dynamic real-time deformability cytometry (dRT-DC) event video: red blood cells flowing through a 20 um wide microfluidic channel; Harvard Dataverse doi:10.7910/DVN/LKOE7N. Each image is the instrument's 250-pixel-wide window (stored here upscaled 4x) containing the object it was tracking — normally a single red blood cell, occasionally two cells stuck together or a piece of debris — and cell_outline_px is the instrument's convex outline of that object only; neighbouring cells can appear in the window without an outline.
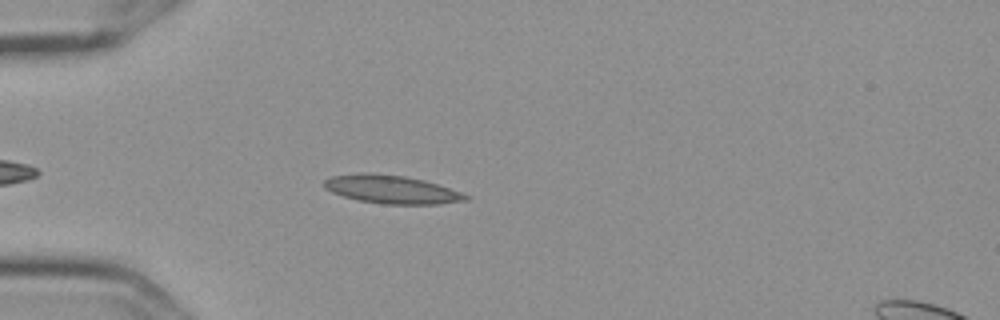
{"species": "Egyptian fruit bat (a non-hibernating species)", "species_latin": "Rousettus aegyptiacus", "temperature_condition": "cold", "stored_images_in_passage": 47, "camera_frame_rate_fps": 3000, "um_per_image_px": 0.085, "frame": {"image": 1, "passage_image": 7, "time_ms": 2.0, "image_size_px": [1000, 320], "cell_outline_px": [[472, 196], [468, 200], [436, 204], [384, 204], [360, 200], [344, 196], [332, 192], [324, 188], [324, 180], [332, 176], [360, 172], [372, 172], [404, 176], [424, 180]], "centroid_in_image_um": [33.27, 16.09], "position_along_channel_um": 51.7, "area_um2": 23.24}}
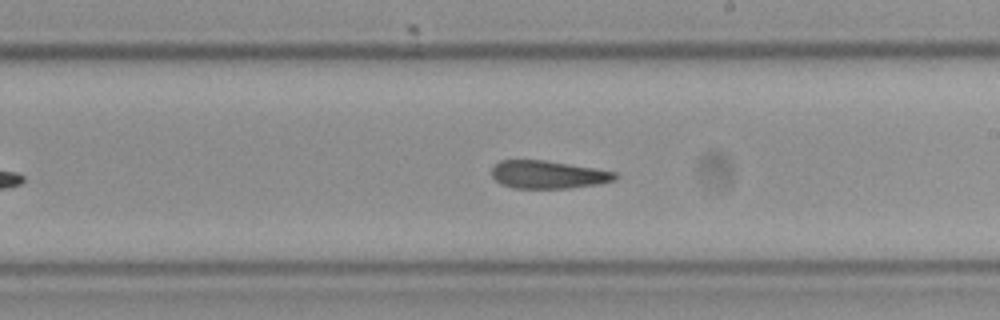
{"frame": {"image": 2, "passage_image": 24, "time_ms": 7.667, "image_size_px": [1000, 320], "cell_outline_px": [[616, 180], [596, 184], [568, 188], [512, 188], [496, 180], [492, 176], [492, 168], [500, 160], [544, 160], [596, 168], [616, 172]], "centroid_in_image_um": [46.59, 14.83], "position_along_channel_um": 242.4, "area_um2": 19.88}}
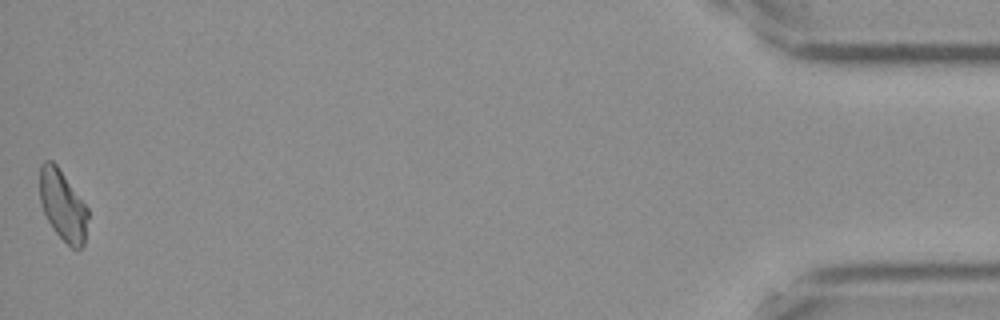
{"frame": {"image": 3, "passage_image": 47, "time_ms": 15.333, "image_size_px": [1000, 320], "cell_outline_px": [[88, 216], [84, 244], [80, 248], [72, 248], [56, 232], [48, 220], [44, 212], [40, 200], [40, 164], [44, 160], [52, 160], [56, 164], [88, 208]], "centroid_in_image_um": [5.33, 17.44], "position_along_channel_um": 429.9, "area_um2": 19.48}, "authors_computed_cell_mechanics": {"area_um2": 20.6346, "velocity_mm_per_s": 3.6039, "shape_relaxation_time_tau1_ms": null, "shape_relaxation_time_tau2_ms": 4.3133, "deformation_change_tau1": null, "deformation_change_tau2": 0.1291}}